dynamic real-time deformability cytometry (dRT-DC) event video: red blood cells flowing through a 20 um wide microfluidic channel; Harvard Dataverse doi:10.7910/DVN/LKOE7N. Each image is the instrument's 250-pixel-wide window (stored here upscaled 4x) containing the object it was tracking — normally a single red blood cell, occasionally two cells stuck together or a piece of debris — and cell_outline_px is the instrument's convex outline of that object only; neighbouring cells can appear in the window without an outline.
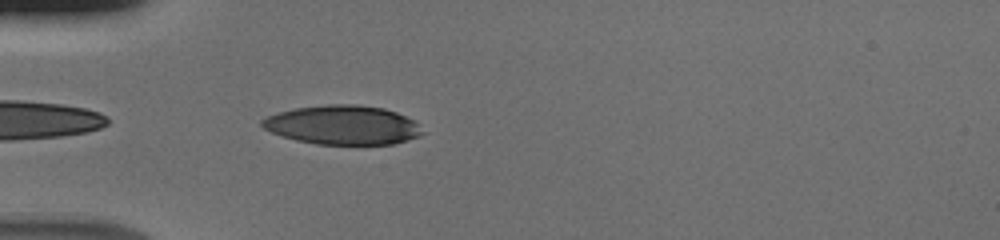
{"species": "human", "species_latin": "Homo sapiens", "temperature_condition": "cold", "stored_images_in_passage": 38, "camera_frame_rate_fps": 3000, "um_per_image_px": 0.085, "donor": {"sex": "male"}, "frame": {"image": 1, "passage_image": 2, "time_ms": 0.333, "image_size_px": [1000, 240], "cell_outline_px": [[424, 132], [420, 136], [408, 140], [392, 144], [316, 144], [296, 140], [272, 132], [264, 128], [260, 124], [260, 120], [268, 116], [280, 112], [296, 108], [328, 104], [356, 104], [384, 108], [396, 112], [420, 124]], "centroid_in_image_um": [29.16, 10.62], "position_along_channel_um": 55.8, "area_um2": 36.47}}
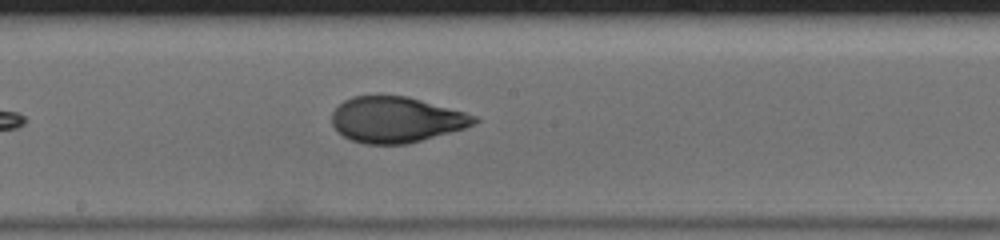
{"frame": {"image": 2, "passage_image": 15, "time_ms": 4.667, "image_size_px": [1000, 240], "cell_outline_px": [[480, 120], [476, 124], [464, 128], [408, 144], [364, 144], [352, 140], [344, 136], [332, 124], [332, 112], [344, 100], [352, 96], [408, 96], [464, 112], [476, 116]], "centroid_in_image_um": [33.68, 10.17], "position_along_channel_um": 214.5, "area_um2": 37.74}}
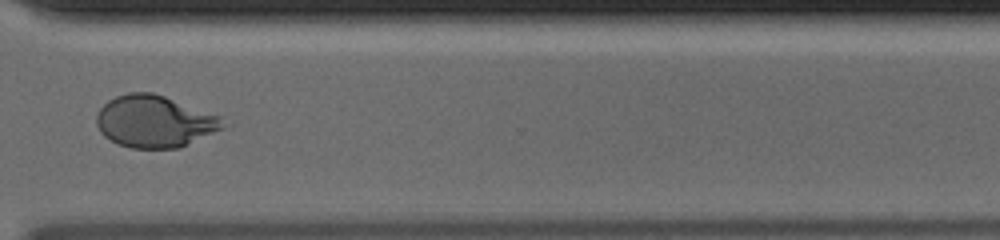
{"frame": {"image": 3, "passage_image": 26, "time_ms": 8.333, "image_size_px": [1000, 240], "cell_outline_px": [[232, 124], [224, 128], [180, 148], [132, 148], [116, 144], [104, 136], [100, 132], [96, 124], [96, 116], [100, 108], [108, 100], [116, 96], [128, 92], [152, 92], [164, 96], [220, 116]], "centroid_in_image_um": [13.16, 10.33], "position_along_channel_um": 357.4, "area_um2": 38.61}}